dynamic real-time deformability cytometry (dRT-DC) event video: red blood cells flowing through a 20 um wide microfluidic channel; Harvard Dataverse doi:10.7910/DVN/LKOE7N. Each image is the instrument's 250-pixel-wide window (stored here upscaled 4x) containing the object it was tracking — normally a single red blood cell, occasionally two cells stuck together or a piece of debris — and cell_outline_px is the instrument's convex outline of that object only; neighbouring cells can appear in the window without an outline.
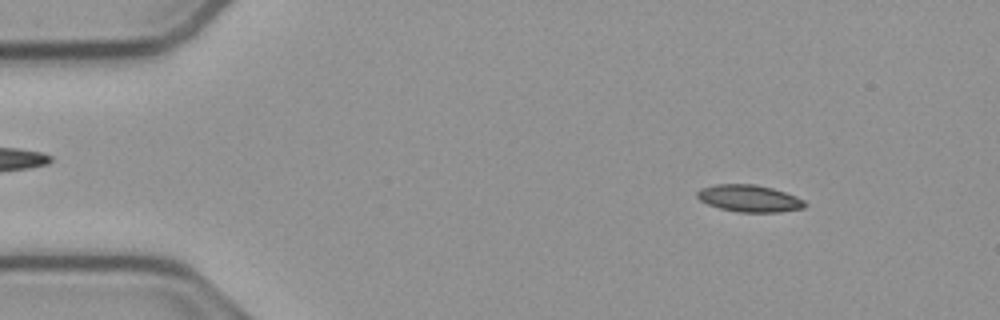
{"species": "common noctule bat (a hibernating species)", "species_latin": "Nyctalus noctula", "temperature_condition": "cold", "stored_images_in_passage": 54, "segment_of_instrument_passage": [1, 2], "camera_frame_rate_fps": 3000, "um_per_image_px": 0.085, "animal": {"sex": "male", "body_mass_g": 23.1, "forearm_length_mm": 52.7}, "frame": {"image": 1, "passage_image": 6, "time_ms": 1.667, "image_size_px": [1000, 320], "cell_outline_px": [[808, 204], [804, 208], [780, 212], [736, 212], [720, 208], [708, 204], [700, 200], [696, 196], [696, 192], [700, 188], [716, 184], [756, 184], [772, 188], [796, 196], [804, 200]], "centroid_in_image_um": [63.69, 16.86], "position_along_channel_um": 21.3, "area_um2": 17.05}}
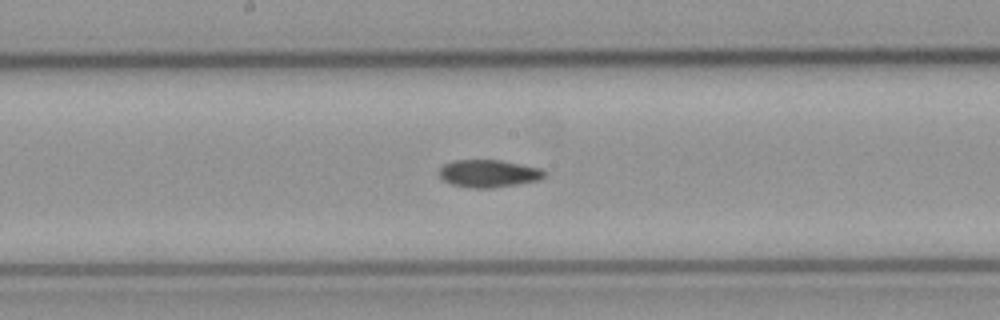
{"frame": {"image": 2, "passage_image": 27, "time_ms": 8.667, "image_size_px": [1000, 320], "cell_outline_px": [[544, 176], [540, 180], [492, 188], [472, 188], [452, 184], [444, 180], [440, 176], [440, 168], [444, 164], [456, 160], [500, 160], [540, 168], [544, 172]], "centroid_in_image_um": [41.53, 14.75], "position_along_channel_um": 206.7, "area_um2": 16.65}}
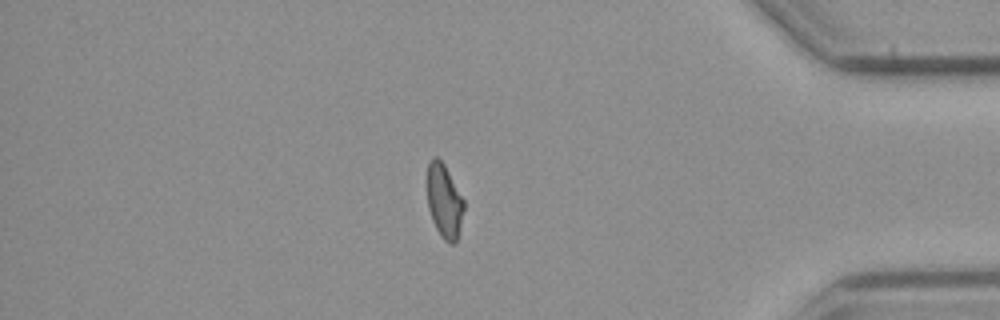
{"frame": {"image": 3, "passage_image": 45, "time_ms": 14.667, "image_size_px": [1000, 320], "cell_outline_px": [[464, 208], [456, 240], [452, 244], [448, 244], [440, 236], [432, 220], [428, 208], [424, 180], [428, 164], [432, 156], [436, 156], [444, 164], [464, 200]], "centroid_in_image_um": [37.69, 17.03], "position_along_channel_um": 397.5, "area_um2": 16.18}}